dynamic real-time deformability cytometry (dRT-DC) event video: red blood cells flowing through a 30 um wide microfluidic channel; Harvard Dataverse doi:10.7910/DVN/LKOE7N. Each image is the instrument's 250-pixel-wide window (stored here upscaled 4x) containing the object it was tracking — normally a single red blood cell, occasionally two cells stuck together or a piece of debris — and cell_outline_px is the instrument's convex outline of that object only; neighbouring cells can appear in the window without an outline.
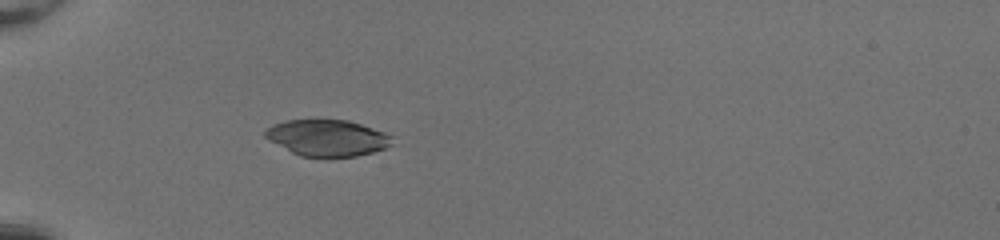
{"species": "common noctule bat (a hibernating species)", "species_latin": "Nyctalus noctula", "temperature_condition": "room temperature", "stored_images_in_passage": 35, "camera_frame_rate_fps": 3000, "um_per_image_px": 0.085, "animal": {"sex": "female", "body_mass_g": 20.0, "forearm_length_mm": 54.0}, "frame": {"image": 1, "passage_image": 1, "time_ms": 0.0, "image_size_px": [1000, 240], "cell_outline_px": [[396, 144], [372, 152], [356, 156], [300, 156], [268, 140], [264, 136], [264, 132], [272, 124], [284, 120], [348, 120], [396, 136]], "centroid_in_image_um": [27.87, 11.71], "position_along_channel_um": 57.1, "area_um2": 26.93}}
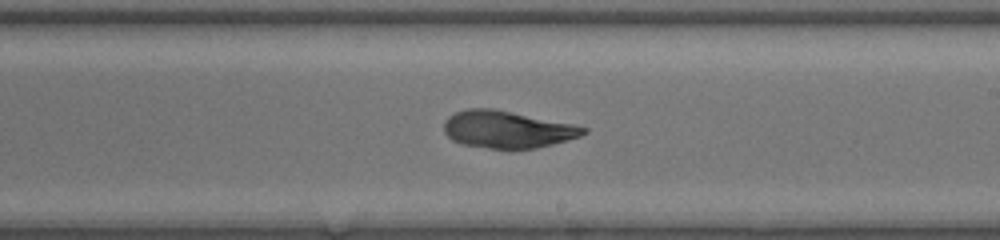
{"frame": {"image": 2, "passage_image": 16, "time_ms": 5.0, "image_size_px": [1000, 240], "cell_outline_px": [[588, 132], [580, 136], [552, 144], [536, 148], [488, 148], [460, 144], [452, 140], [444, 132], [444, 120], [448, 116], [456, 112], [468, 108], [492, 108], [572, 124], [588, 128]], "centroid_in_image_um": [43.08, 11.0], "position_along_channel_um": 245.9, "area_um2": 30.0}}
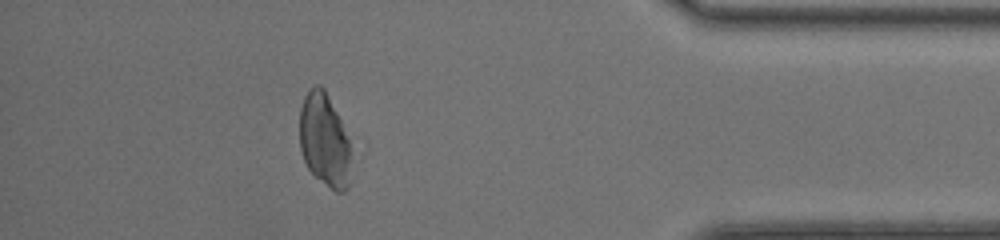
{"frame": {"image": 3, "passage_image": 30, "time_ms": 9.667, "image_size_px": [1000, 240], "cell_outline_px": [[348, 188], [344, 192], [336, 192], [316, 176], [308, 168], [304, 160], [300, 148], [300, 108], [304, 96], [316, 84], [320, 84], [324, 88], [340, 120], [348, 140]], "centroid_in_image_um": [27.53, 11.89], "position_along_channel_um": 407.7, "area_um2": 27.11}}